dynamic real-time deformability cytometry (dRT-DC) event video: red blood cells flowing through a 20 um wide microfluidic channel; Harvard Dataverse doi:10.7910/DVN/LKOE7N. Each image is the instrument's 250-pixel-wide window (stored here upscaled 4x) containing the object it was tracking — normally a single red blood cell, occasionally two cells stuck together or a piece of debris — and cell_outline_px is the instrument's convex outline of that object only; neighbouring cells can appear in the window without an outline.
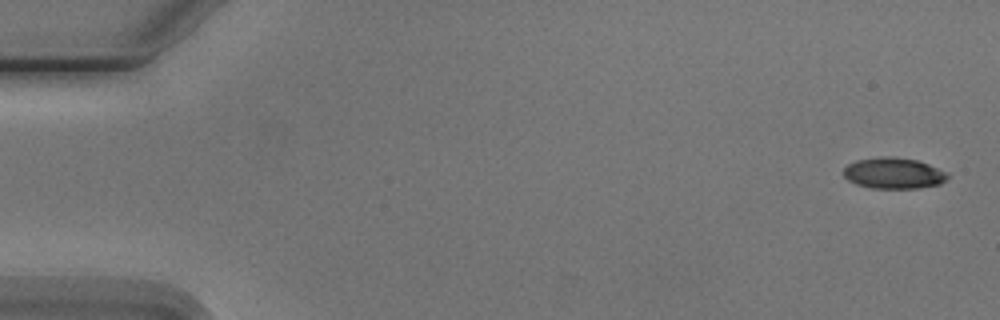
{"species": "Egyptian fruit bat (a non-hibernating species)", "species_latin": "Rousettus aegyptiacus", "temperature_condition": "cold", "stored_images_in_passage": 5, "camera_frame_rate_fps": 3000, "um_per_image_px": 0.085, "animal": {"sex": "male"}, "frame": {"image": 1, "passage_image": 1, "time_ms": 0.0, "image_size_px": [1000, 320], "cell_outline_px": [[948, 176], [940, 184], [916, 188], [872, 188], [856, 184], [848, 180], [844, 176], [844, 168], [848, 164], [856, 160], [880, 156], [892, 156], [916, 160], [928, 164], [948, 172]], "centroid_in_image_um": [75.94, 14.71], "position_along_channel_um": 9.1, "area_um2": 18.79}}
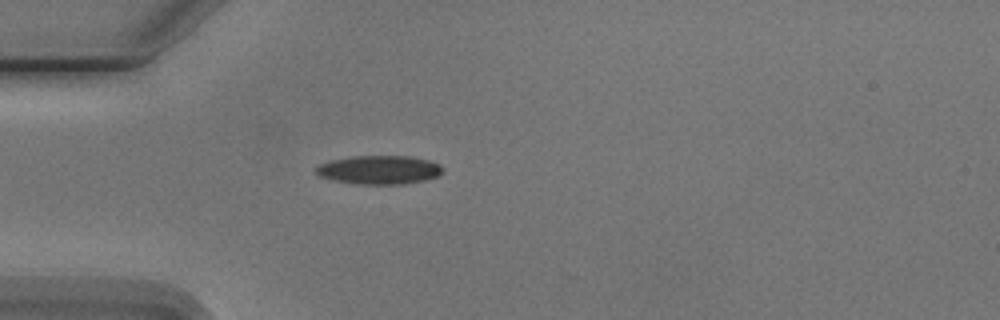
{"frame": {"image": 2, "passage_image": 5, "time_ms": 4.667, "image_size_px": [1000, 320], "cell_outline_px": [[444, 172], [436, 176], [424, 180], [404, 184], [360, 184], [336, 180], [320, 176], [316, 172], [316, 168], [320, 164], [332, 160], [352, 156], [408, 156], [428, 160], [440, 164], [444, 168]], "centroid_in_image_um": [32.28, 14.43], "position_along_channel_um": 52.7, "area_um2": 20.98}}